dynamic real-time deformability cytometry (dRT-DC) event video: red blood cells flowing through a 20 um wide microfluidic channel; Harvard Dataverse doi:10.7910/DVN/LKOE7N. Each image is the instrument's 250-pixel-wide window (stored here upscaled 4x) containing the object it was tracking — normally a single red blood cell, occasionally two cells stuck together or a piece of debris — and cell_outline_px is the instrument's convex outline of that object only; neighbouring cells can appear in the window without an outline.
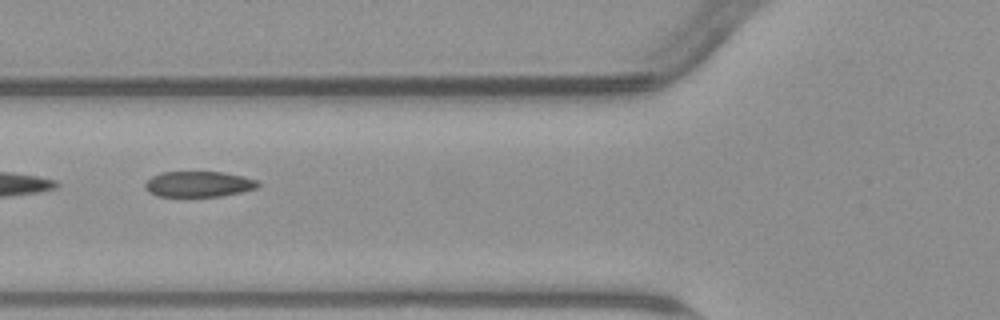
{"species": "common noctule bat (a hibernating species)", "species_latin": "Nyctalus noctula", "temperature_condition": "warm", "stored_images_in_passage": 7, "camera_frame_rate_fps": 3000, "um_per_image_px": 0.085, "animal": {"sex": "male", "body_mass_g": 23.1, "forearm_length_mm": 52.7}, "frame": {"image": 1, "passage_image": 5, "time_ms": 6.333, "image_size_px": [1000, 320], "cell_outline_px": [[260, 184], [256, 188], [240, 192], [220, 196], [156, 196], [148, 192], [144, 188], [144, 184], [152, 176], [160, 172], [224, 172], [244, 176], [256, 180]], "centroid_in_image_um": [16.85, 15.64], "position_along_channel_um": 108.9, "area_um2": 16.88}}
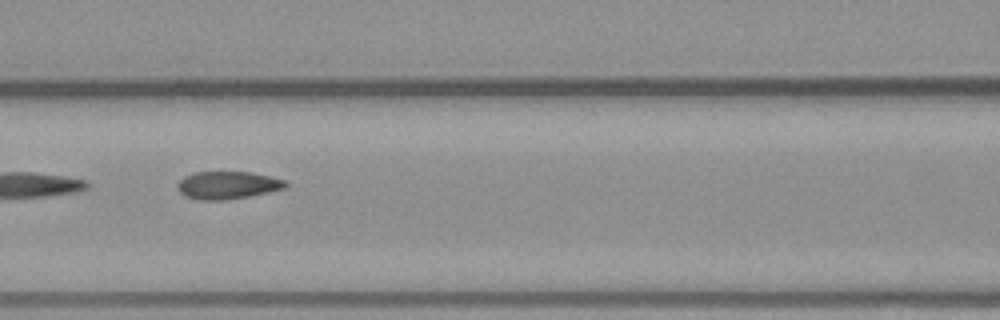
{"frame": {"image": 2, "passage_image": 6, "time_ms": 7.333, "image_size_px": [1000, 320], "cell_outline_px": [[288, 184], [284, 188], [268, 192], [248, 196], [224, 200], [200, 200], [184, 196], [180, 192], [176, 184], [184, 176], [192, 172], [252, 172], [284, 180]], "centroid_in_image_um": [19.3, 15.73], "position_along_channel_um": 147.3, "area_um2": 17.34}}
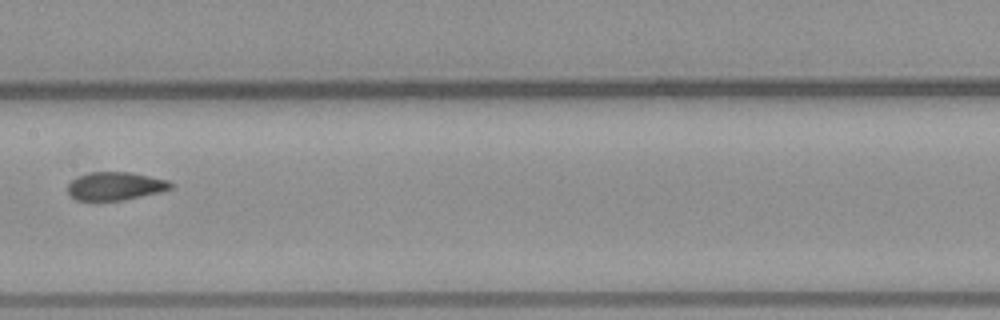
{"frame": {"image": 3, "passage_image": 7, "time_ms": 8.667, "image_size_px": [1000, 320], "cell_outline_px": [[172, 188], [160, 192], [124, 200], [88, 204], [76, 200], [68, 196], [68, 184], [72, 180], [88, 172], [132, 172], [168, 180], [172, 184]], "centroid_in_image_um": [9.73, 15.87], "position_along_channel_um": 197.7, "area_um2": 17.63}}